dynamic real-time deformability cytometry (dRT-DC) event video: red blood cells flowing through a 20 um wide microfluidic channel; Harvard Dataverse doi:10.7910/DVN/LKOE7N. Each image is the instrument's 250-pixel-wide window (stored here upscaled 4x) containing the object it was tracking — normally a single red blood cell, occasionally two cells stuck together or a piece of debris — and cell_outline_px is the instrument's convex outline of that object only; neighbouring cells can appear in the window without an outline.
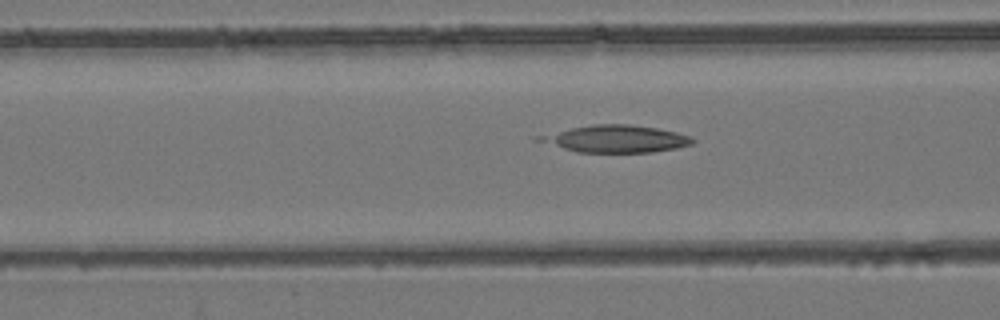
{"species": "common noctule bat (a hibernating species)", "species_latin": "Nyctalus noctula", "temperature_condition": "room temperature", "stored_images_in_passage": 53, "camera_frame_rate_fps": 3000, "um_per_image_px": 0.085, "animal": {"sex": "female", "body_mass_g": 24.6, "forearm_length_mm": 56.2}, "frame": {"image": 1, "passage_image": 21, "time_ms": 6.667, "image_size_px": [1000, 320], "cell_outline_px": [[696, 140], [692, 144], [676, 148], [652, 152], [576, 152], [532, 140], [532, 136], [592, 124], [628, 124], [656, 128], [676, 132], [692, 136]], "centroid_in_image_um": [52.28, 11.8], "position_along_channel_um": 114.3, "area_um2": 24.51}}
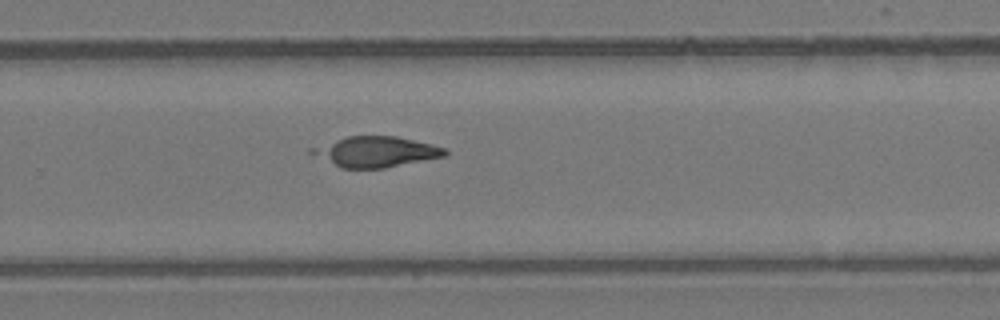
{"frame": {"image": 2, "passage_image": 35, "time_ms": 11.333, "image_size_px": [1000, 320], "cell_outline_px": [[448, 156], [384, 168], [340, 168], [324, 152], [324, 148], [336, 140], [348, 136], [396, 136], [432, 144], [448, 148]], "centroid_in_image_um": [32.38, 12.9], "position_along_channel_um": 297.4, "area_um2": 21.91}}
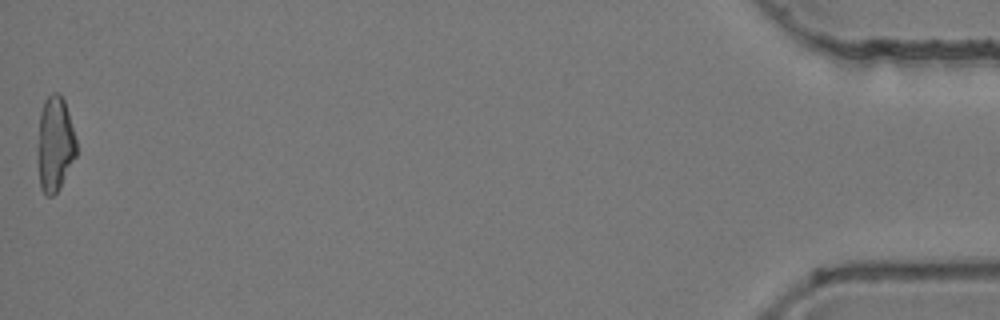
{"frame": {"image": 3, "passage_image": 53, "time_ms": 17.333, "image_size_px": [1000, 320], "cell_outline_px": [[76, 156], [60, 188], [52, 196], [44, 196], [40, 188], [36, 160], [36, 148], [40, 112], [44, 100], [52, 92], [60, 92], [64, 100], [68, 112], [76, 140]], "centroid_in_image_um": [4.63, 12.26], "position_along_channel_um": 430.6, "area_um2": 22.08}, "authors_computed_cell_mechanics": {"area_um2": 23.987, "velocity_mm_per_s": 3.9425, "shape_relaxation_time_tau1_ms": 6.1457, "shape_relaxation_time_tau2_ms": null, "deformation_change_tau1": 0.1327, "deformation_change_tau2": null}}